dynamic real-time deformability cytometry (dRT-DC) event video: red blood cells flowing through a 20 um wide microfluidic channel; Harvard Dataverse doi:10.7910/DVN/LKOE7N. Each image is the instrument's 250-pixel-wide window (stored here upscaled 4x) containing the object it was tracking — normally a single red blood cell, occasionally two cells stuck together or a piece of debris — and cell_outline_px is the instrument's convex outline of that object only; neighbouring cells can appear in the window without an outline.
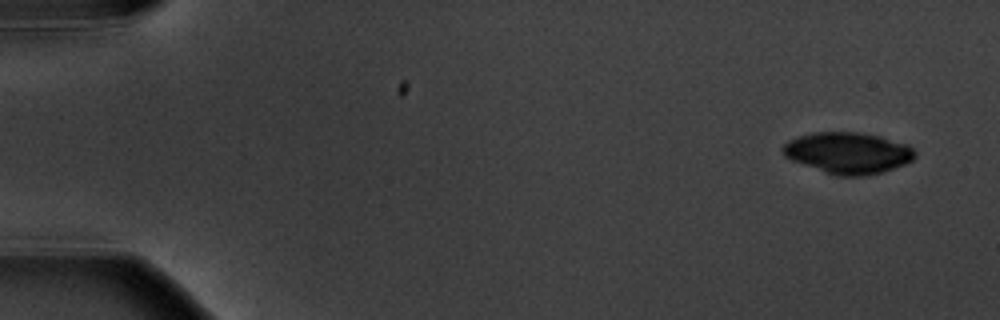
{"species": "common noctule bat (a hibernating species)", "species_latin": "Nyctalus noctula", "temperature_condition": "warm", "stored_images_in_passage": 5, "camera_frame_rate_fps": 3000, "um_per_image_px": 0.085, "animal": {"sex": "male", "body_mass_g": 20.1, "forearm_length_mm": 53.5}, "frame": {"image": 1, "passage_image": 1, "time_ms": 0.0, "image_size_px": [1000, 320], "cell_outline_px": [[916, 156], [912, 160], [904, 164], [868, 176], [836, 176], [792, 160], [784, 156], [780, 148], [788, 140], [812, 132], [860, 132], [880, 136], [908, 144], [916, 152]], "centroid_in_image_um": [72.07, 12.99], "position_along_channel_um": 12.9, "area_um2": 31.85}}